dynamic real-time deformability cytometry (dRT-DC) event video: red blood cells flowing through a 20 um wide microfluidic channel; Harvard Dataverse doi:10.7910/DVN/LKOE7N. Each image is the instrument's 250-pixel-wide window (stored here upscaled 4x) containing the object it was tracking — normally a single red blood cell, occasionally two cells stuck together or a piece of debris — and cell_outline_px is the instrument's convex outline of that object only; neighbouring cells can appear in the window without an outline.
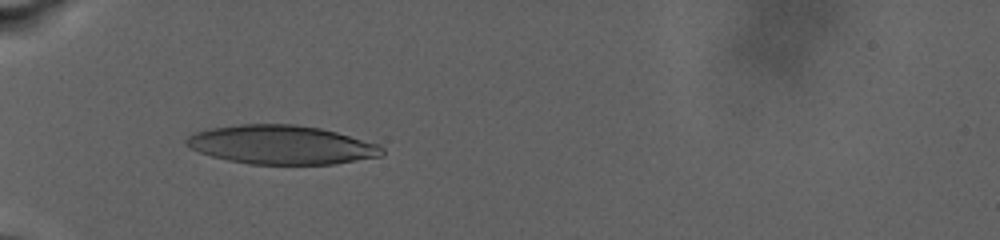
{"species": "human", "species_latin": "Homo sapiens", "temperature_condition": "warm", "stored_images_in_passage": 26, "camera_frame_rate_fps": 3000, "um_per_image_px": 0.085, "donor": {"sex": "male"}, "frame": {"image": 1, "passage_image": 1, "time_ms": 0.0, "image_size_px": [1000, 240], "cell_outline_px": [[384, 152], [380, 156], [336, 164], [248, 164], [228, 160], [212, 156], [200, 152], [184, 144], [184, 140], [188, 136], [196, 132], [212, 128], [240, 124], [296, 124], [320, 128], [336, 132], [380, 144], [384, 148]], "centroid_in_image_um": [23.94, 12.31], "position_along_channel_um": 61.1, "area_um2": 44.33}}
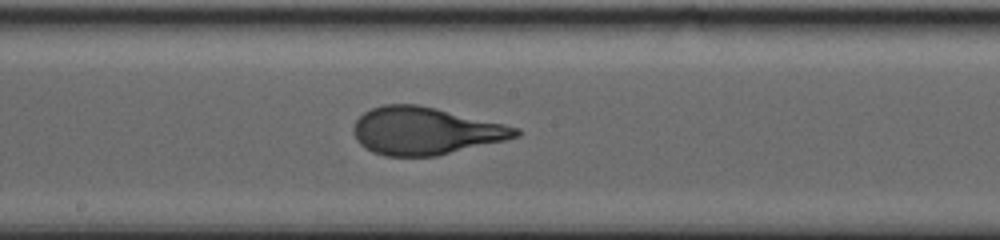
{"frame": {"image": 2, "passage_image": 15, "time_ms": 6.333, "image_size_px": [1000, 240], "cell_outline_px": [[520, 136], [504, 140], [436, 156], [384, 156], [372, 152], [364, 148], [356, 140], [352, 132], [352, 128], [356, 120], [364, 112], [372, 108], [384, 104], [416, 104], [436, 108], [504, 124], [520, 128]], "centroid_in_image_um": [36.1, 11.13], "position_along_channel_um": 212.1, "area_um2": 44.8}}
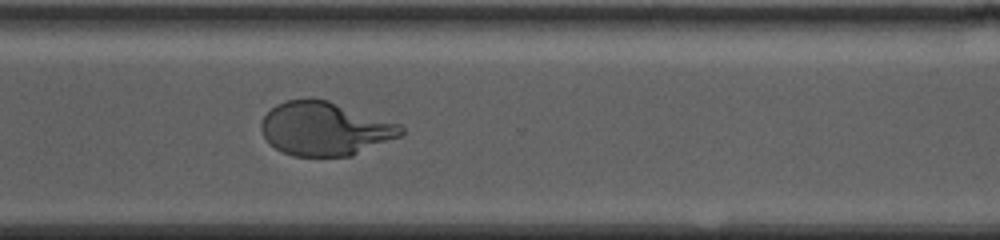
{"frame": {"image": 3, "passage_image": 26, "time_ms": 11.333, "image_size_px": [1000, 240], "cell_outline_px": [[404, 132], [400, 136], [352, 156], [292, 156], [276, 148], [264, 136], [260, 128], [260, 124], [264, 116], [276, 104], [288, 100], [308, 96], [328, 100], [400, 124], [404, 128]], "centroid_in_image_um": [27.61, 10.92], "position_along_channel_um": 343.0, "area_um2": 43.75}}